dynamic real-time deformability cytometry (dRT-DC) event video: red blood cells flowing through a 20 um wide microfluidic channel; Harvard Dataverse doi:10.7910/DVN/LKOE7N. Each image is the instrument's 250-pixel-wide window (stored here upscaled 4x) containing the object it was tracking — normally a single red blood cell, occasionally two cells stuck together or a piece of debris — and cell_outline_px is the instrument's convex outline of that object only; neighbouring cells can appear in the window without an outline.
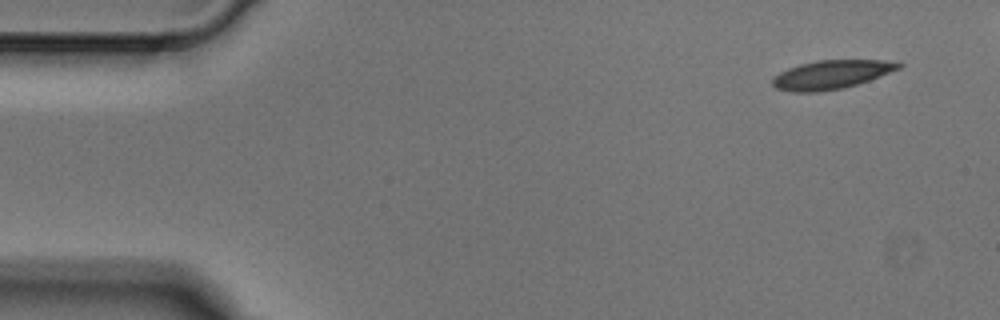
{"species": "Egyptian fruit bat (a non-hibernating species)", "species_latin": "Rousettus aegyptiacus", "temperature_condition": "cold", "stored_images_in_passage": 4, "camera_frame_rate_fps": 3000, "um_per_image_px": 0.085, "animal": {"sex": "male"}, "frame": {"image": 1, "passage_image": 1, "time_ms": 0.0, "image_size_px": [1000, 320], "cell_outline_px": [[904, 64], [900, 68], [880, 76], [844, 88], [816, 92], [792, 92], [776, 88], [772, 84], [772, 76], [788, 68], [800, 64], [816, 60], [900, 60]], "centroid_in_image_um": [70.68, 6.33], "position_along_channel_um": 14.3, "area_um2": 21.27}}